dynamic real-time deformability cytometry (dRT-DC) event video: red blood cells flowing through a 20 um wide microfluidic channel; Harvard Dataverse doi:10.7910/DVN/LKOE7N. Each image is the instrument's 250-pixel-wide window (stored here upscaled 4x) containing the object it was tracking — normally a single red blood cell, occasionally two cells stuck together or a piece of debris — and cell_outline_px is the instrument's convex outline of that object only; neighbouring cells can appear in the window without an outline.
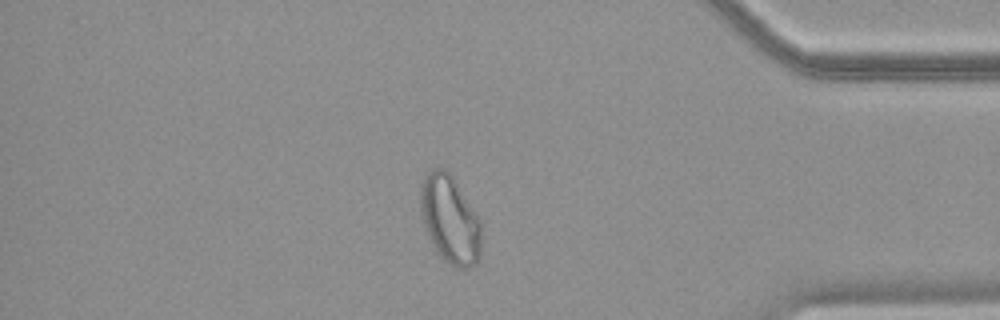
{"species": "common noctule bat (a hibernating species)", "species_latin": "Nyctalus noctula", "temperature_condition": "warm", "stored_images_in_passage": 48, "camera_frame_rate_fps": 3000, "um_per_image_px": 0.085, "animal": {"sex": "female", "body_mass_g": 18.4}, "frame": {"image": 1, "passage_image": 40, "time_ms": 13.0, "image_size_px": [1000, 320], "cell_outline_px": [[480, 256], [476, 264], [468, 268], [456, 268], [448, 264], [436, 252], [428, 236], [420, 212], [420, 184], [424, 176], [432, 168], [444, 168], [452, 176], [480, 220]], "centroid_in_image_um": [38.22, 18.67], "position_along_channel_um": 397.0, "area_um2": 31.21}}